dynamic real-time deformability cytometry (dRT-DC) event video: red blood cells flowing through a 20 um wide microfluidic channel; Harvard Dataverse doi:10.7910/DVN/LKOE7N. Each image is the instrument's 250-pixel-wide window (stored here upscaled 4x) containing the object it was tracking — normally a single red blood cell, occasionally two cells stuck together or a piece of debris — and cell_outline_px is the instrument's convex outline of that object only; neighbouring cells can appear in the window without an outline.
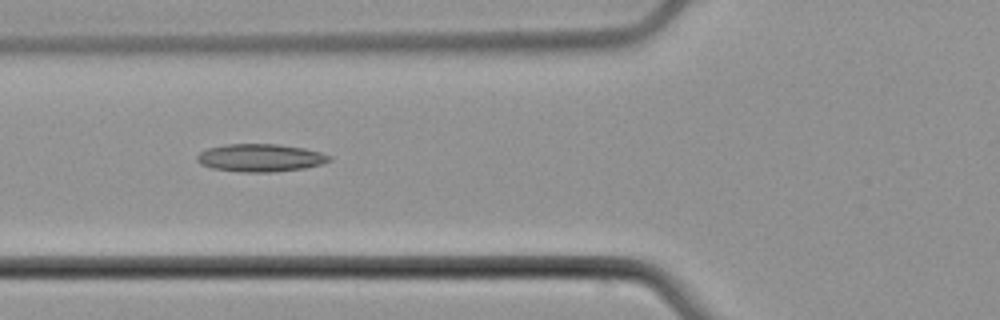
{"species": "common noctule bat (a hibernating species)", "species_latin": "Nyctalus noctula", "temperature_condition": "cold", "stored_images_in_passage": 6, "camera_frame_rate_fps": 3000, "um_per_image_px": 0.085, "animal": {"sex": "male", "body_mass_g": 21.5, "forearm_length_mm": 52.0}, "frame": {"image": 1, "passage_image": 5, "time_ms": 4.667, "image_size_px": [1000, 320], "cell_outline_px": [[332, 160], [320, 164], [304, 168], [272, 172], [240, 172], [212, 168], [200, 164], [196, 160], [196, 156], [200, 152], [208, 148], [224, 144], [276, 144], [304, 148], [320, 152], [332, 156]], "centroid_in_image_um": [22.11, 13.41], "position_along_channel_um": 103.7, "area_um2": 21.44}}
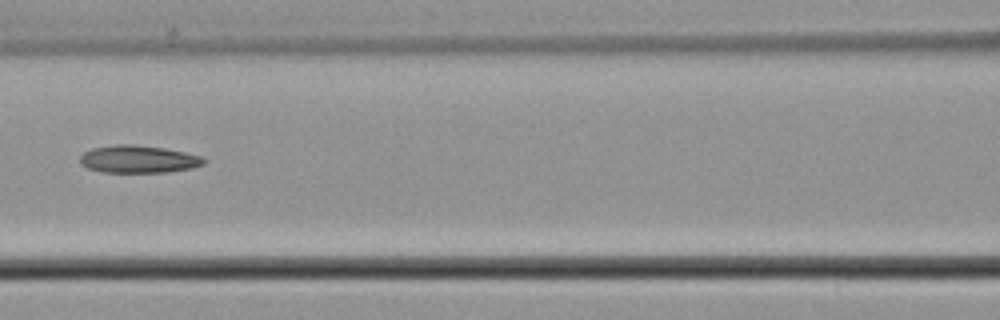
{"frame": {"image": 2, "passage_image": 6, "time_ms": 6.0, "image_size_px": [1000, 320], "cell_outline_px": [[208, 160], [204, 164], [192, 168], [164, 172], [104, 172], [88, 168], [80, 164], [80, 156], [84, 152], [92, 148], [116, 144], [132, 144], [164, 148], [184, 152], [200, 156]], "centroid_in_image_um": [11.76, 13.52], "position_along_channel_um": 154.8, "area_um2": 19.83}}